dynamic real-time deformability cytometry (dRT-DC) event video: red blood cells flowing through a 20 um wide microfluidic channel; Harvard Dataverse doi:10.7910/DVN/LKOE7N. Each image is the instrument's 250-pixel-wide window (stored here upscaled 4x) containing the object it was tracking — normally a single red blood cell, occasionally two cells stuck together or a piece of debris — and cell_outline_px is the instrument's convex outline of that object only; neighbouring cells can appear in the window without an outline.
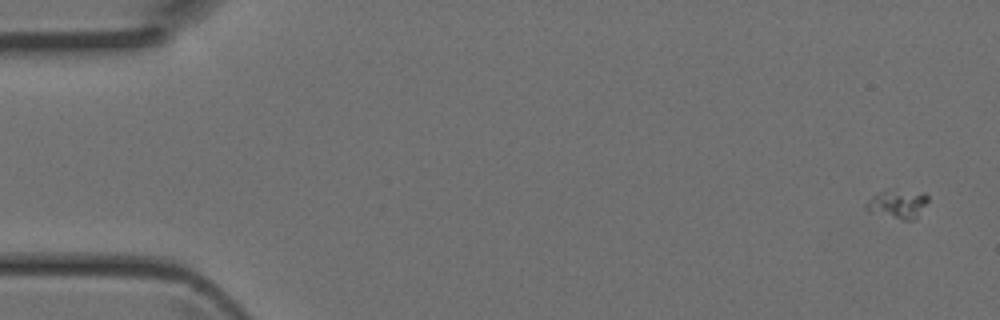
{"species": "Egyptian fruit bat (a non-hibernating species)", "species_latin": "Rousettus aegyptiacus", "temperature_condition": "room temperature", "stored_images_in_passage": 8, "segment_of_instrument_passage": [1, 2], "camera_frame_rate_fps": 3000, "um_per_image_px": 0.085, "animal": {"sex": "female"}, "frame": {"image": 1, "passage_image": 2, "time_ms": 0.333, "image_size_px": [1000, 320], "cell_outline_px": [[928, 200], [916, 216], [912, 220], [904, 220], [864, 208], [864, 204], [872, 196], [880, 192], [892, 188], [924, 192], [928, 196]], "centroid_in_image_um": [76.32, 17.27], "position_along_channel_um": 8.7, "area_um2": 10.12}}